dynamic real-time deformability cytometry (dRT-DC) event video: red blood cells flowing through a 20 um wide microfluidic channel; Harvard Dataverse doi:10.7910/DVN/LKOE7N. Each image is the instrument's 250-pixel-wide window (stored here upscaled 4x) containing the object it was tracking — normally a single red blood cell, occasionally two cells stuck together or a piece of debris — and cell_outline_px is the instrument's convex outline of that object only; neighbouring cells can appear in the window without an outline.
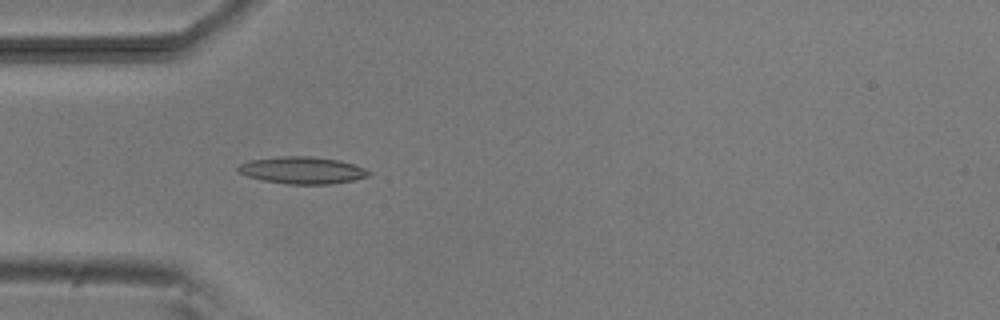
{"species": "common noctule bat (a hibernating species)", "species_latin": "Nyctalus noctula", "temperature_condition": "room temperature", "stored_images_in_passage": 5, "camera_frame_rate_fps": 3000, "um_per_image_px": 0.085, "animal": {"sex": "male", "body_mass_g": 20.5, "forearm_length_mm": 52.5}, "frame": {"image": 1, "passage_image": 5, "time_ms": 4.667, "image_size_px": [1000, 320], "cell_outline_px": [[372, 172], [368, 176], [352, 180], [332, 184], [288, 184], [264, 180], [248, 176], [240, 172], [236, 168], [240, 164], [248, 160], [280, 156], [312, 156], [340, 160], [364, 168]], "centroid_in_image_um": [25.7, 14.46], "position_along_channel_um": 59.3, "area_um2": 20.52}}